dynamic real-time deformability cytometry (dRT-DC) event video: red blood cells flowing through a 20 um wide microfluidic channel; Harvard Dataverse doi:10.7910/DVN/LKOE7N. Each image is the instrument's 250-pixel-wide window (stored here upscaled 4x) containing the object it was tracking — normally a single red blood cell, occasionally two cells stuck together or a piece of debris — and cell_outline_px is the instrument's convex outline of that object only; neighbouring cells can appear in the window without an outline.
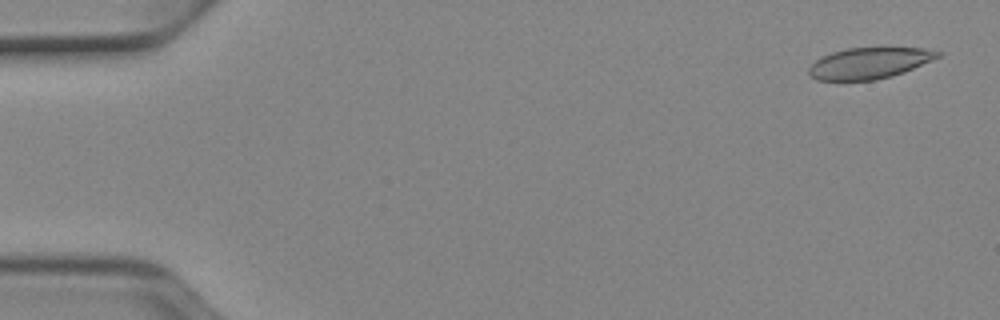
{"species": "Egyptian fruit bat (a non-hibernating species)", "species_latin": "Rousettus aegyptiacus", "temperature_condition": "cold", "stored_images_in_passage": 52, "camera_frame_rate_fps": 3000, "um_per_image_px": 0.085, "animal": {"sex": "female"}, "frame": {"image": 1, "passage_image": 2, "time_ms": 0.333, "image_size_px": [1000, 320], "cell_outline_px": [[940, 56], [932, 60], [904, 72], [892, 76], [876, 80], [816, 80], [808, 72], [808, 68], [820, 56], [832, 52], [848, 48], [924, 48], [940, 52]], "centroid_in_image_um": [73.86, 5.37], "position_along_channel_um": 11.1, "area_um2": 23.24}}
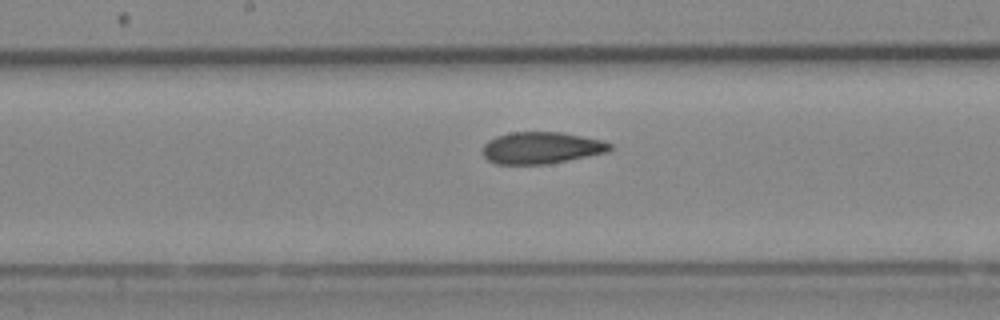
{"frame": {"image": 2, "passage_image": 27, "time_ms": 8.667, "image_size_px": [1000, 320], "cell_outline_px": [[612, 148], [608, 152], [548, 164], [496, 164], [488, 160], [484, 156], [484, 144], [488, 140], [496, 136], [512, 132], [560, 132], [604, 140], [612, 144]], "centroid_in_image_um": [46.04, 12.56], "position_along_channel_um": 202.2, "area_um2": 23.58}}
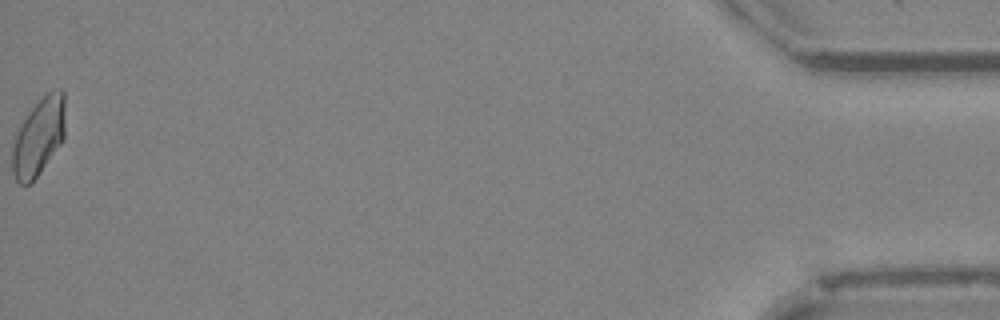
{"frame": {"image": 3, "passage_image": 52, "time_ms": 17.0, "image_size_px": [1000, 320], "cell_outline_px": [[64, 140], [40, 172], [28, 184], [20, 184], [16, 180], [12, 172], [12, 148], [16, 136], [28, 112], [48, 92], [56, 88], [64, 88]], "centroid_in_image_um": [3.31, 11.62], "position_along_channel_um": 431.9, "area_um2": 23.58}, "authors_computed_cell_mechanics": {"area_um2": 23.987, "velocity_mm_per_s": 3.9159, "shape_relaxation_time_tau1_ms": 6.2666, "shape_relaxation_time_tau2_ms": 1.3147, "deformation_change_tau1": 0.1483, "deformation_change_tau2": 0.0698}}